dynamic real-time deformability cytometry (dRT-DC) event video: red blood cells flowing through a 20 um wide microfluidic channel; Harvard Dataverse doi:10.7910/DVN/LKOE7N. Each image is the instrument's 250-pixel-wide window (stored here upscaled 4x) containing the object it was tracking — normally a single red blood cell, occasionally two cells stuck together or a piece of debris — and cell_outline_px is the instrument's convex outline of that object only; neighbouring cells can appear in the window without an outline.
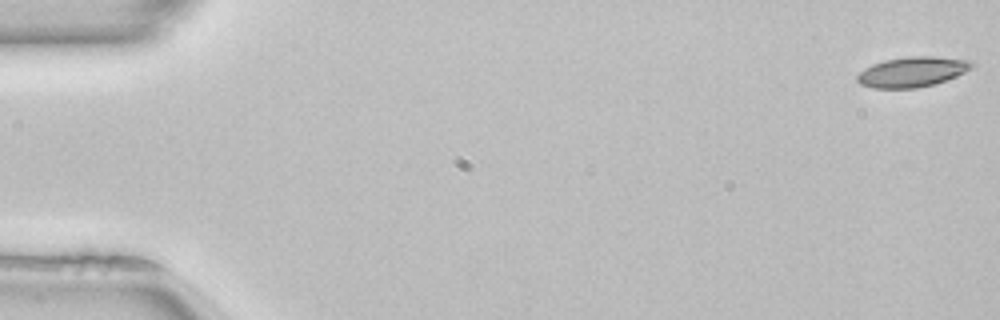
{"species": "common noctule bat (a hibernating species)", "species_latin": "Nyctalus noctula", "temperature_condition": "room temperature", "stored_images_in_passage": 5, "camera_frame_rate_fps": 3000, "um_per_image_px": 0.085, "animal": {"sex": "female", "body_mass_g": 22.7, "forearm_length_mm": 54.2}, "frame": {"image": 1, "passage_image": 1, "time_ms": 0.0, "image_size_px": [1000, 320], "cell_outline_px": [[972, 64], [964, 72], [956, 76], [936, 84], [916, 88], [872, 88], [860, 84], [856, 80], [856, 76], [864, 68], [872, 64], [884, 60], [908, 56], [932, 56], [968, 60]], "centroid_in_image_um": [77.46, 6.11], "position_along_channel_um": 7.5, "area_um2": 20.0}}